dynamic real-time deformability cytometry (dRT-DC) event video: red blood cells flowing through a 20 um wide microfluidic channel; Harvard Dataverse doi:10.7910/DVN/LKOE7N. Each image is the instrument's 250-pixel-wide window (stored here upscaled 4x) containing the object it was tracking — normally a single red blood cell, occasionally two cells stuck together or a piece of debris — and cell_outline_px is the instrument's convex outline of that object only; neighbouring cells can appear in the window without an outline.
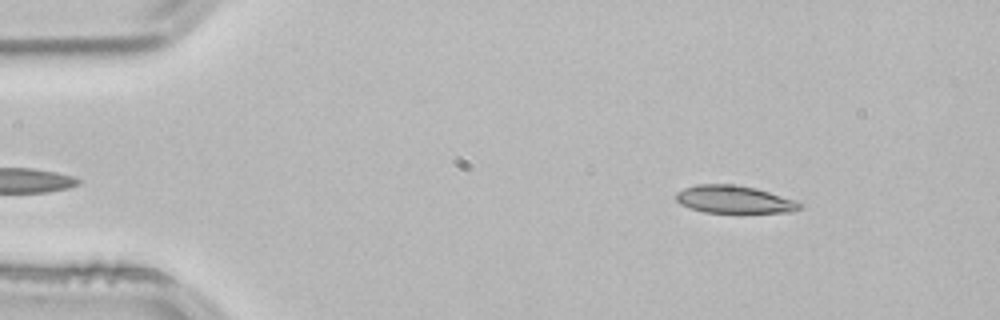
{"species": "common noctule bat (a hibernating species)", "species_latin": "Nyctalus noctula", "temperature_condition": "room temperature", "stored_images_in_passage": 49, "camera_frame_rate_fps": 3000, "um_per_image_px": 0.085, "animal": {"sex": "male", "body_mass_g": 21.5, "forearm_length_mm": 52.0}, "frame": {"image": 1, "passage_image": 3, "time_ms": 0.667, "image_size_px": [1000, 320], "cell_outline_px": [[804, 204], [800, 208], [792, 212], [704, 212], [688, 208], [680, 204], [676, 200], [676, 192], [684, 188], [696, 184], [732, 184], [756, 188], [796, 200]], "centroid_in_image_um": [62.39, 16.95], "position_along_channel_um": 22.6, "area_um2": 19.94}}
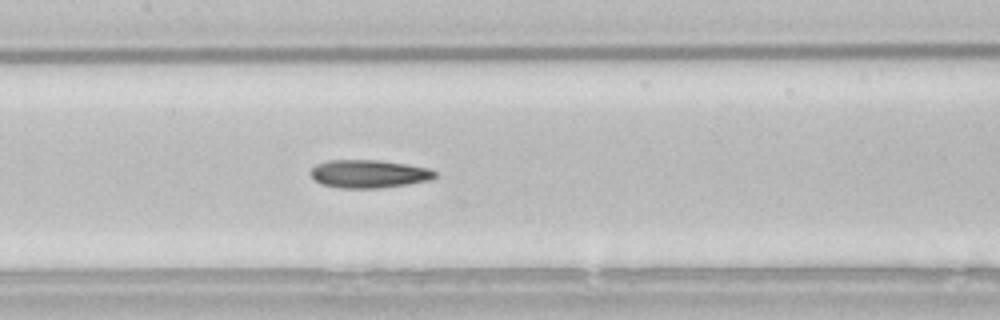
{"frame": {"image": 2, "passage_image": 21, "time_ms": 6.667, "image_size_px": [1000, 320], "cell_outline_px": [[436, 176], [428, 180], [380, 188], [340, 188], [320, 184], [308, 172], [316, 164], [328, 160], [380, 160], [408, 164], [428, 168], [436, 172]], "centroid_in_image_um": [31.3, 14.77], "position_along_channel_um": 176.1, "area_um2": 20.29}}
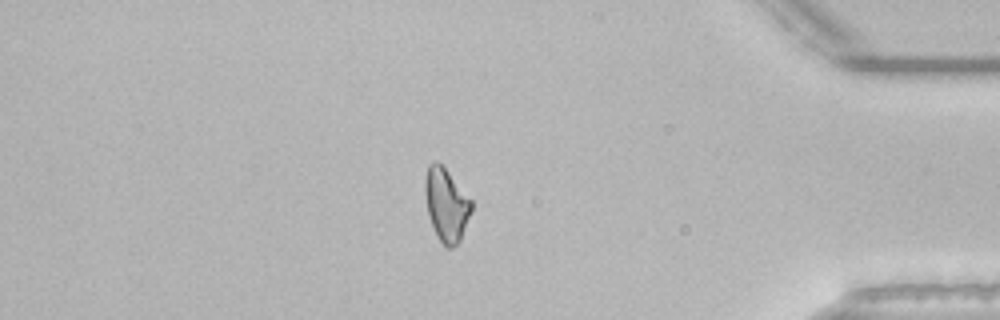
{"frame": {"image": 3, "passage_image": 41, "time_ms": 13.333, "image_size_px": [1000, 320], "cell_outline_px": [[472, 212], [460, 240], [452, 248], [448, 248], [440, 240], [428, 216], [424, 192], [424, 180], [428, 164], [432, 160], [436, 160], [444, 168], [472, 200]], "centroid_in_image_um": [37.92, 17.38], "position_along_channel_um": 397.3, "area_um2": 19.65}, "authors_computed_cell_mechanics": {"area_um2": 20.1722, "velocity_mm_per_s": 3.844, "shape_relaxation_time_tau1_ms": 8.9985, "shape_relaxation_time_tau2_ms": 7.2475, "deformation_change_tau1": 0.1957, "deformation_change_tau2": 0.174}}